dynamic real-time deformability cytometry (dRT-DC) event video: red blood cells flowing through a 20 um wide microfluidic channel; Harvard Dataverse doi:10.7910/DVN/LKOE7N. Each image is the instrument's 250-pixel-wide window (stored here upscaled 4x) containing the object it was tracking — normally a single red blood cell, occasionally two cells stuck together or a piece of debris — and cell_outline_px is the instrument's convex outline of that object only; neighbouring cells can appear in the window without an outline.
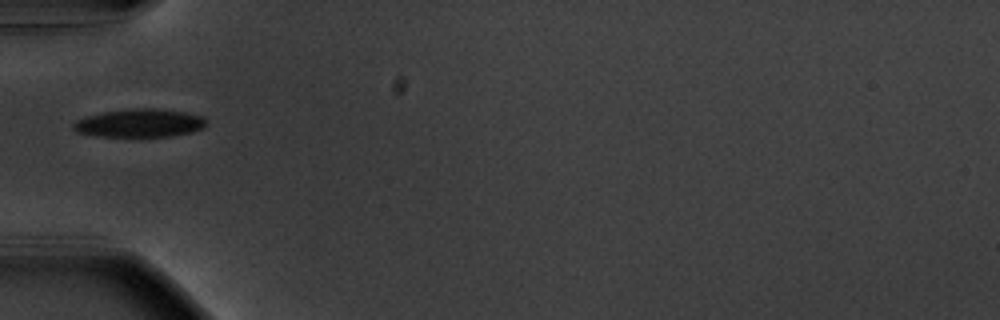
{"species": "common noctule bat (a hibernating species)", "species_latin": "Nyctalus noctula", "temperature_condition": "warm", "stored_images_in_passage": 37, "camera_frame_rate_fps": 3000, "um_per_image_px": 0.085, "animal": {"sex": "male", "body_mass_g": 20.1, "forearm_length_mm": 53.5}, "frame": {"image": 1, "passage_image": 1, "time_ms": 0.0, "image_size_px": [1000, 320], "cell_outline_px": [[208, 124], [204, 128], [192, 132], [172, 136], [96, 136], [76, 132], [72, 128], [72, 124], [76, 120], [84, 116], [104, 112], [128, 108], [160, 108], [188, 112], [204, 116], [208, 120]], "centroid_in_image_um": [11.91, 10.44], "position_along_channel_um": 73.1, "area_um2": 22.37}}
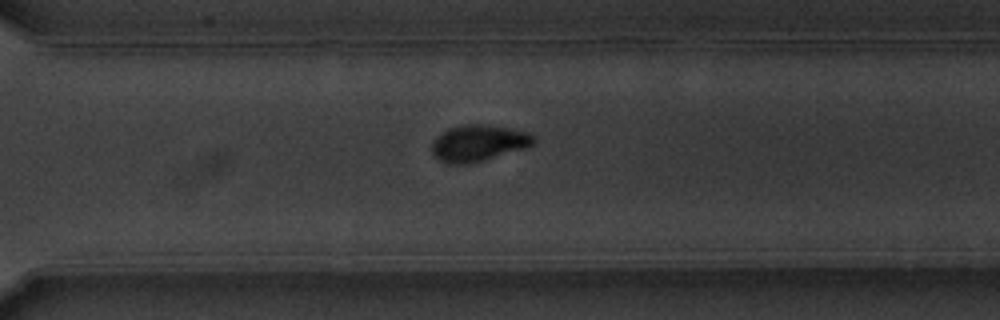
{"frame": {"image": 2, "passage_image": 22, "time_ms": 7.0, "image_size_px": [1000, 320], "cell_outline_px": [[536, 140], [528, 148], [472, 164], [448, 164], [432, 156], [432, 140], [440, 132], [448, 128], [464, 124], [488, 124], [528, 132], [536, 136]], "centroid_in_image_um": [40.66, 12.17], "position_along_channel_um": 329.9, "area_um2": 22.2}}
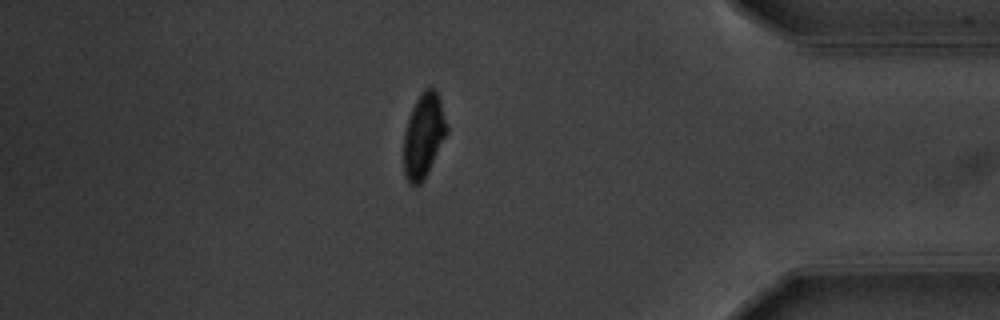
{"frame": {"image": 3, "passage_image": 30, "time_ms": 9.667, "image_size_px": [1000, 320], "cell_outline_px": [[448, 132], [424, 180], [420, 184], [408, 184], [404, 172], [404, 132], [412, 108], [420, 92], [424, 88], [436, 88], [440, 100], [448, 128]], "centroid_in_image_um": [36.01, 11.51], "position_along_channel_um": 399.2, "area_um2": 21.15}, "authors_computed_cell_mechanics": {"area_um2": 22.1952, "velocity_mm_per_s": 3.6731, "shape_relaxation_time_tau1_ms": 2.4772, "shape_relaxation_time_tau2_ms": 5.2666, "deformation_change_tau1": 0.1339, "deformation_change_tau2": 0.0738}}